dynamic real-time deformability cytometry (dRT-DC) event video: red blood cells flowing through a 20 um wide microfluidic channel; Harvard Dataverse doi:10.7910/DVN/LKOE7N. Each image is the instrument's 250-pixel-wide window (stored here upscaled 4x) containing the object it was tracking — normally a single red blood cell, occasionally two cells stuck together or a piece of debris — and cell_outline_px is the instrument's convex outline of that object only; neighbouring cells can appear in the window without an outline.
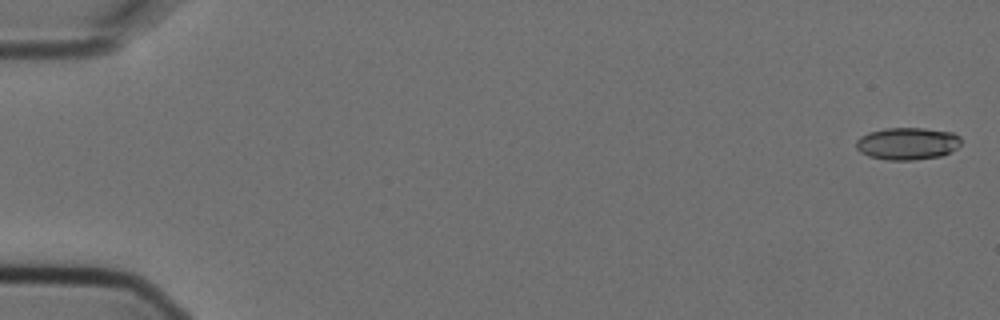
{"species": "Egyptian fruit bat (a non-hibernating species)", "species_latin": "Rousettus aegyptiacus", "temperature_condition": "cold", "stored_images_in_passage": 4, "camera_frame_rate_fps": 3000, "um_per_image_px": 0.085, "animal": {"sex": "female"}, "frame": {"image": 1, "passage_image": 1, "time_ms": 0.0, "image_size_px": [1000, 320], "cell_outline_px": [[960, 144], [956, 148], [940, 156], [912, 160], [888, 160], [868, 156], [860, 152], [856, 148], [856, 140], [860, 136], [868, 132], [884, 128], [924, 128], [952, 132], [960, 136]], "centroid_in_image_um": [77.09, 12.19], "position_along_channel_um": 7.9, "area_um2": 19.77}}